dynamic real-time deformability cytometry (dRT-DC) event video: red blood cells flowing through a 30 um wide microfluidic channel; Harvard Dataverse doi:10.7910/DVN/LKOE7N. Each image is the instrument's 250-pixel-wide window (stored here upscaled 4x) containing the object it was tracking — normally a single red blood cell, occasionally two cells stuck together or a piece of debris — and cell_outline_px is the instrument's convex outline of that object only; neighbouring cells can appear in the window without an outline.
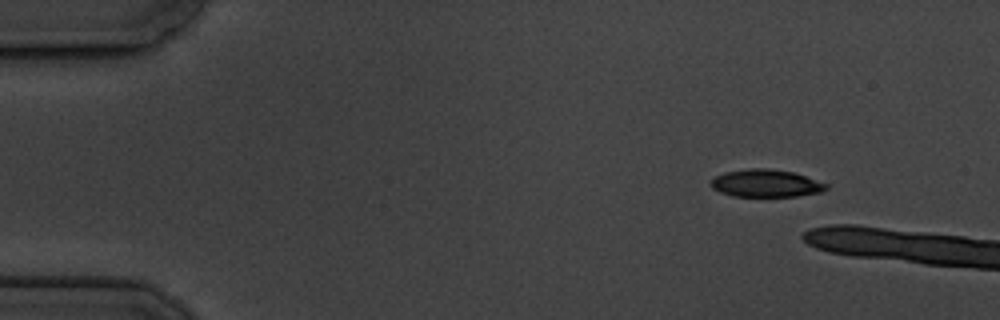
{"species": "common noctule bat (a hibernating species)", "species_latin": "Nyctalus noctula", "temperature_condition": "cold", "stored_images_in_passage": 3, "camera_frame_rate_fps": 3000, "um_per_image_px": 0.085, "animal": {"sex": "male", "body_mass_g": 19.5, "forearm_length_mm": 54.6}, "frame": {"image": 1, "passage_image": 1, "time_ms": 0.0, "image_size_px": [1000, 320], "cell_outline_px": [[828, 188], [820, 192], [796, 196], [732, 196], [720, 192], [712, 188], [712, 180], [716, 176], [724, 172], [748, 168], [768, 168], [792, 172], [828, 184]], "centroid_in_image_um": [65.09, 15.58], "position_along_channel_um": 19.9, "area_um2": 18.32}}